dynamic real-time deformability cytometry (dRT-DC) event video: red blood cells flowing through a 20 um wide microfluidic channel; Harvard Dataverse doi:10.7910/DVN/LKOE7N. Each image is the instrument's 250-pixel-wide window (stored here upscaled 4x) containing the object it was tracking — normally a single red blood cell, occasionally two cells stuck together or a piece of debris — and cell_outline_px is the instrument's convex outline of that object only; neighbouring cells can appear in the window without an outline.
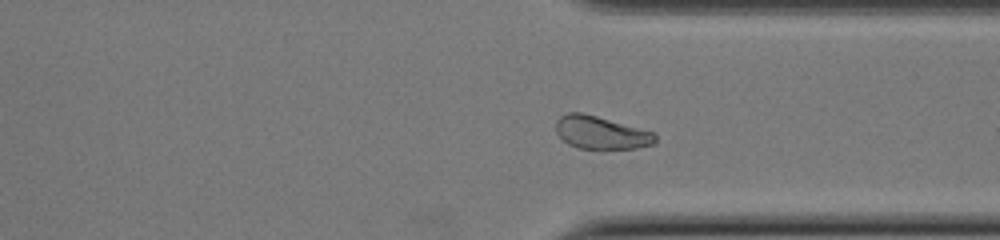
{"species": "common noctule bat (a hibernating species)", "species_latin": "Nyctalus noctula", "temperature_condition": "cold", "stored_images_in_passage": 48, "camera_frame_rate_fps": 3000, "um_per_image_px": 0.085, "animal": {"sex": "female", "body_mass_g": 22.0, "forearm_length_mm": 56.7}, "frame": {"image": 1, "passage_image": 35, "time_ms": 11.333, "image_size_px": [1000, 240], "cell_outline_px": [[656, 144], [636, 148], [580, 148], [568, 144], [556, 132], [556, 120], [560, 116], [568, 112], [580, 112], [596, 116], [656, 132]], "centroid_in_image_um": [51.11, 11.26], "position_along_channel_um": 360.3, "area_um2": 18.96}, "authors_computed_cell_mechanics": {"area_um2": 19.7387, "velocity_mm_per_s": 3.9411, "shape_relaxation_time_tau1_ms": 3.927, "shape_relaxation_time_tau2_ms": null, "deformation_change_tau1": 0.1278, "deformation_change_tau2": null}}